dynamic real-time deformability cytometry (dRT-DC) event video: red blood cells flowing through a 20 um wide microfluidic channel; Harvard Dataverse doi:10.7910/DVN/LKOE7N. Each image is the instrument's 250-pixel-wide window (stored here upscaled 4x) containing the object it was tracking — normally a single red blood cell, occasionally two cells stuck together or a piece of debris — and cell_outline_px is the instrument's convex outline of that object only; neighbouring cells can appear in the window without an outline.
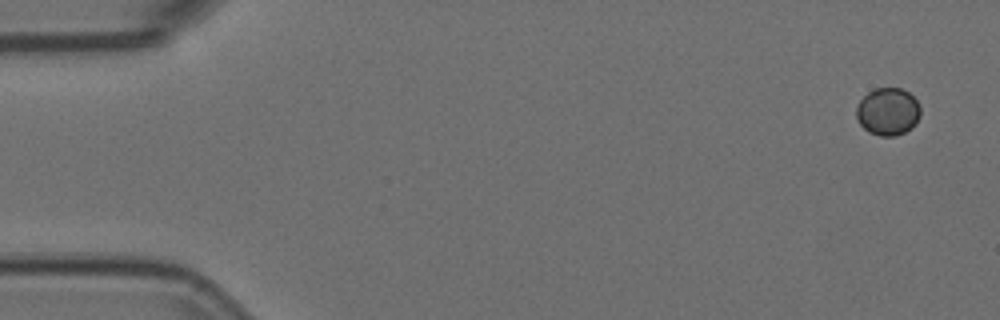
{"species": "Egyptian fruit bat (a non-hibernating species)", "species_latin": "Rousettus aegyptiacus", "temperature_condition": "room temperature", "stored_images_in_passage": 5, "camera_frame_rate_fps": 3000, "um_per_image_px": 0.085, "animal": {"sex": "female"}, "frame": {"image": 1, "passage_image": 1, "time_ms": 0.0, "image_size_px": [1000, 320], "cell_outline_px": [[920, 116], [912, 128], [896, 136], [880, 136], [868, 132], [856, 120], [856, 108], [860, 100], [868, 92], [876, 88], [900, 88], [908, 92], [916, 100], [920, 108]], "centroid_in_image_um": [75.45, 9.5], "position_along_channel_um": 9.5, "area_um2": 17.8}}